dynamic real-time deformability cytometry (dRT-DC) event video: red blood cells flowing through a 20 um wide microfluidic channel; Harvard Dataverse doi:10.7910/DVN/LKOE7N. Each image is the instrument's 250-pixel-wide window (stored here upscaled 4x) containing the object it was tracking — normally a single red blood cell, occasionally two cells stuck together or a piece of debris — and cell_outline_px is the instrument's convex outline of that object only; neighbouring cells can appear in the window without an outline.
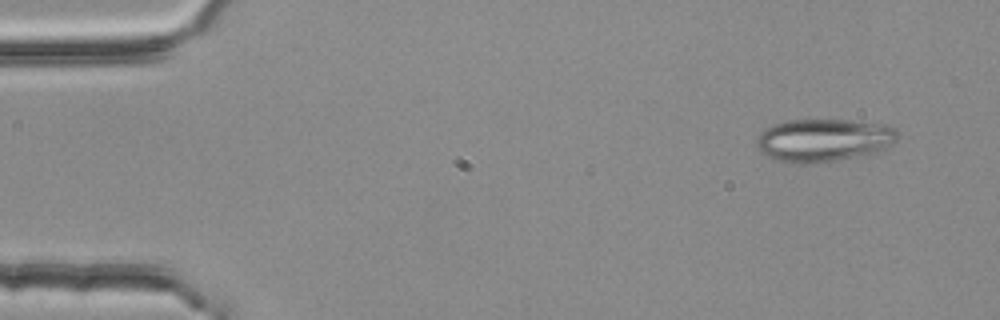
{"species": "common noctule bat (a hibernating species)", "species_latin": "Nyctalus noctula", "temperature_condition": "room temperature", "stored_images_in_passage": 2, "camera_frame_rate_fps": 3000, "um_per_image_px": 0.085, "animal": {"sex": "female", "body_mass_g": 25.1}, "frame": {"image": 1, "passage_image": 1, "time_ms": 0.0, "image_size_px": [1000, 320], "cell_outline_px": [[896, 140], [892, 144], [876, 152], [840, 160], [780, 160], [760, 152], [756, 144], [756, 140], [760, 132], [776, 124], [788, 120], [848, 120], [884, 124], [896, 128]], "centroid_in_image_um": [70.06, 11.86], "position_along_channel_um": 14.9, "area_um2": 33.99}}